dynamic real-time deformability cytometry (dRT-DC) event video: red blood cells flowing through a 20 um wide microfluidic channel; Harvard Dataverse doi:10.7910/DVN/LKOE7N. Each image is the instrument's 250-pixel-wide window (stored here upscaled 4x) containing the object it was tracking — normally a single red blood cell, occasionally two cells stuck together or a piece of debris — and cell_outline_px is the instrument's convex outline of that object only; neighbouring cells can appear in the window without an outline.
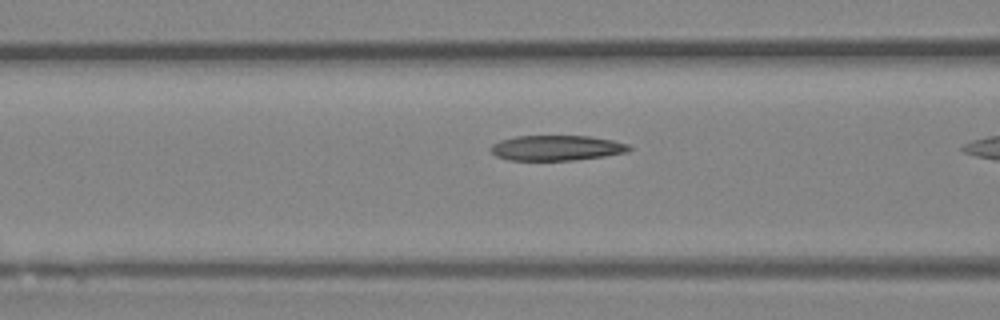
{"species": "Egyptian fruit bat (a non-hibernating species)", "species_latin": "Rousettus aegyptiacus", "temperature_condition": "room temperature", "stored_images_in_passage": 11, "camera_frame_rate_fps": 3000, "um_per_image_px": 0.085, "animal": {"sex": "female"}, "frame": {"image": 1, "passage_image": 10, "time_ms": 3.0, "image_size_px": [1000, 320], "cell_outline_px": [[632, 148], [628, 152], [604, 156], [576, 160], [508, 160], [496, 156], [488, 148], [492, 144], [500, 140], [516, 136], [588, 136], [612, 140], [628, 144]], "centroid_in_image_um": [47.29, 12.57], "position_along_channel_um": 119.3, "area_um2": 20.4}}